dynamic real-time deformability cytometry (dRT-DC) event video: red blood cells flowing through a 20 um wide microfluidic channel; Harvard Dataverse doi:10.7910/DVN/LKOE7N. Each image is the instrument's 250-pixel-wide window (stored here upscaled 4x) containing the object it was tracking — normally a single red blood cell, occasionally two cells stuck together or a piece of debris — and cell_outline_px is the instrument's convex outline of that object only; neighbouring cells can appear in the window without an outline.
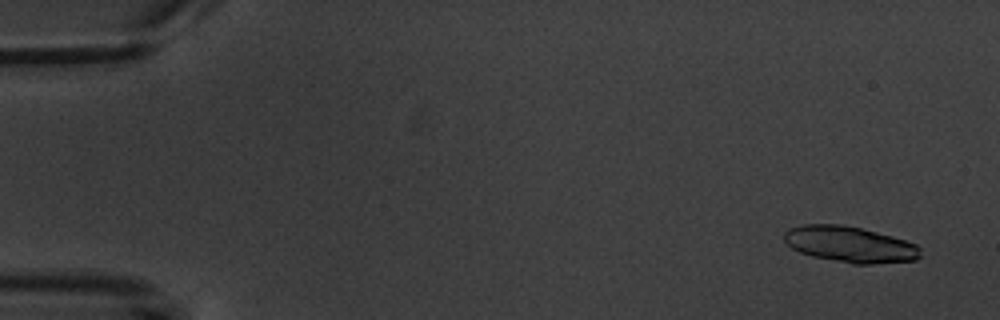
{"species": "common noctule bat (a hibernating species)", "species_latin": "Nyctalus noctula", "temperature_condition": "warm", "stored_images_in_passage": 5, "camera_frame_rate_fps": 3000, "um_per_image_px": 0.085, "animal": {"sex": "male", "body_mass_g": 20.1, "forearm_length_mm": 53.5}, "frame": {"image": 1, "passage_image": 1, "time_ms": 0.0, "image_size_px": [1000, 320], "cell_outline_px": [[920, 256], [916, 260], [872, 264], [852, 264], [812, 256], [800, 252], [792, 248], [784, 240], [784, 232], [792, 228], [804, 224], [840, 224], [860, 228], [892, 236], [916, 244], [920, 248]], "centroid_in_image_um": [72.24, 20.78], "position_along_channel_um": 12.8, "area_um2": 28.44}}